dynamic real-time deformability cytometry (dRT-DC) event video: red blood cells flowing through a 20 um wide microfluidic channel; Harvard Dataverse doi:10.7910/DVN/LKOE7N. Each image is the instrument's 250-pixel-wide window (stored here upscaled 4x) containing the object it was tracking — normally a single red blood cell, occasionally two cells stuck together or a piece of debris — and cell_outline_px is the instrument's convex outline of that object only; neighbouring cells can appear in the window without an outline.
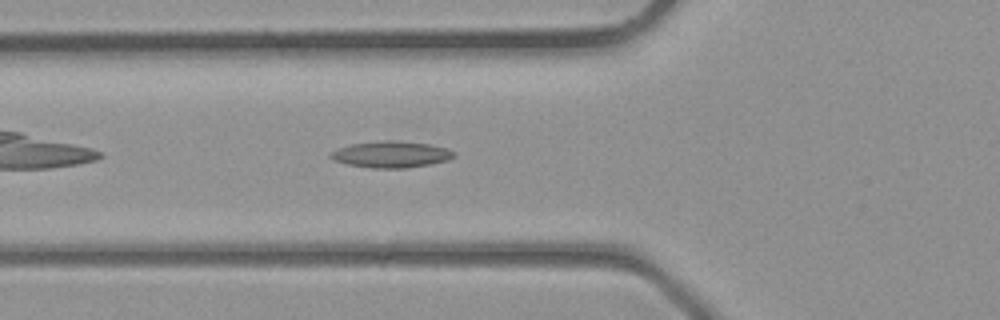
{"species": "common noctule bat (a hibernating species)", "species_latin": "Nyctalus noctula", "temperature_condition": "room temperature", "stored_images_in_passage": 24, "camera_frame_rate_fps": 3000, "um_per_image_px": 0.085, "animal": {"sex": "male", "body_mass_g": 23.1, "forearm_length_mm": 52.7}, "frame": {"image": 1, "passage_image": 5, "time_ms": 1.333, "image_size_px": [1000, 320], "cell_outline_px": [[456, 156], [448, 160], [428, 164], [404, 168], [372, 168], [348, 164], [332, 160], [328, 156], [328, 152], [336, 148], [348, 144], [380, 140], [396, 140], [428, 144], [448, 148], [456, 152]], "centroid_in_image_um": [33.19, 13.11], "position_along_channel_um": 92.6, "area_um2": 19.31}}
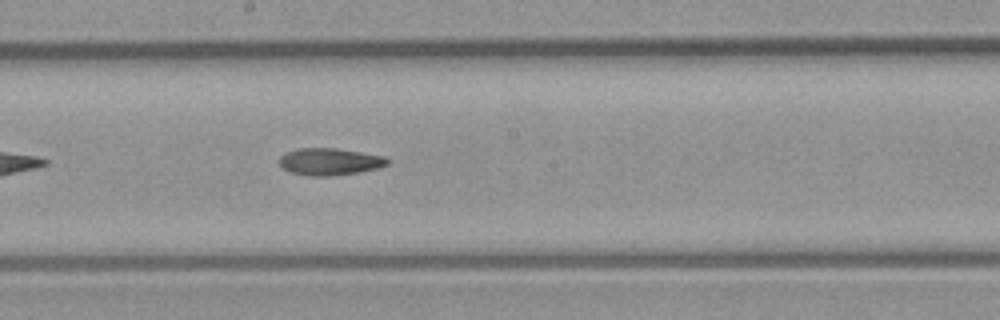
{"frame": {"image": 2, "passage_image": 12, "time_ms": 3.667, "image_size_px": [1000, 320], "cell_outline_px": [[388, 164], [380, 168], [360, 172], [328, 176], [308, 176], [292, 172], [284, 168], [280, 164], [280, 156], [296, 148], [336, 148], [384, 156], [388, 160]], "centroid_in_image_um": [28.05, 13.74], "position_along_channel_um": 220.2, "area_um2": 16.94}}
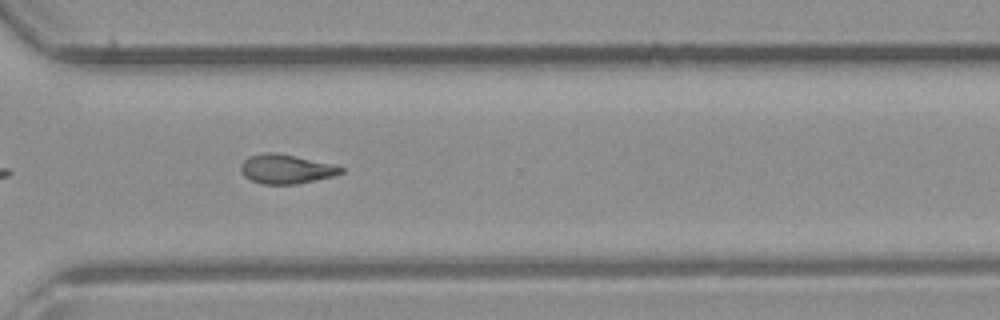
{"frame": {"image": 3, "passage_image": 19, "time_ms": 6.0, "image_size_px": [1000, 320], "cell_outline_px": [[344, 172], [332, 176], [296, 184], [264, 184], [252, 180], [244, 176], [240, 172], [240, 164], [248, 156], [260, 152], [276, 152], [296, 156], [332, 164], [344, 168]], "centroid_in_image_um": [24.27, 14.35], "position_along_channel_um": 346.3, "area_um2": 17.11}}